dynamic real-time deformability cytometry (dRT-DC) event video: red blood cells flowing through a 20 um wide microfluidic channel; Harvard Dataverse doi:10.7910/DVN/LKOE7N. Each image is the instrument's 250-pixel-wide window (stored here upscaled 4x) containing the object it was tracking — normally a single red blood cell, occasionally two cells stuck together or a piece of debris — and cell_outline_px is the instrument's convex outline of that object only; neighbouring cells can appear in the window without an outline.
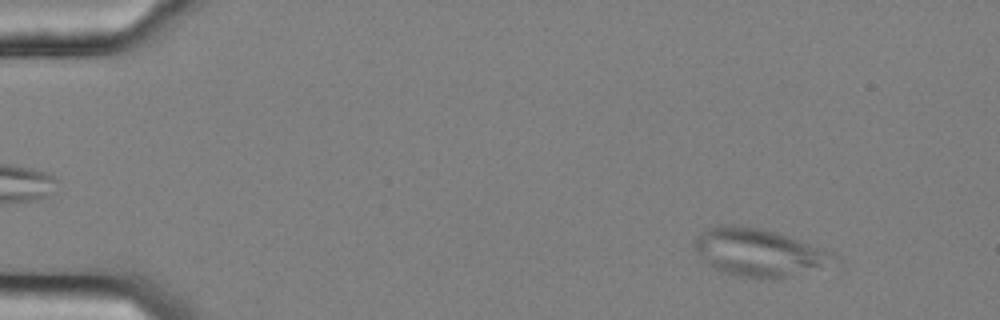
{"species": "common noctule bat (a hibernating species)", "species_latin": "Nyctalus noctula", "temperature_condition": "cold", "stored_images_in_passage": 56, "camera_frame_rate_fps": 3000, "um_per_image_px": 0.085, "animal": {"sex": "female", "body_mass_g": 25.1}, "frame": {"image": 1, "passage_image": 6, "time_ms": 1.667, "image_size_px": [1000, 320], "cell_outline_px": [[844, 260], [784, 276], [740, 276], [724, 272], [708, 264], [692, 244], [700, 232], [708, 228], [720, 224], [740, 224], [760, 228], [776, 232], [836, 252]], "centroid_in_image_um": [64.52, 21.39], "position_along_channel_um": 20.5, "area_um2": 37.97}}
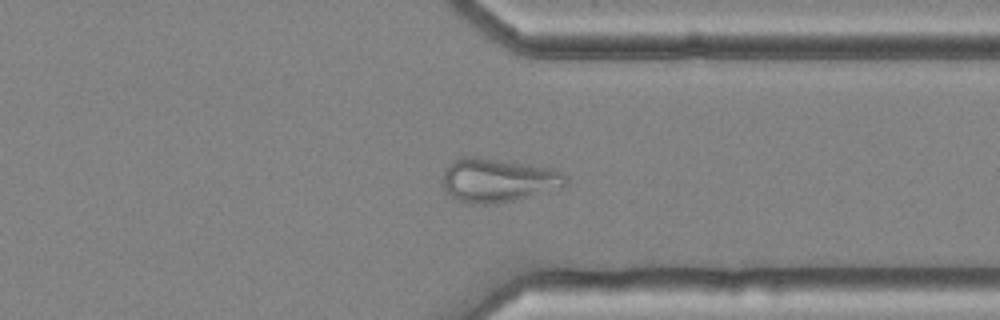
{"frame": {"image": 2, "passage_image": 44, "time_ms": 14.333, "image_size_px": [1000, 320], "cell_outline_px": [[568, 184], [548, 192], [516, 200], [496, 204], [464, 204], [456, 200], [444, 188], [440, 180], [444, 168], [448, 164], [460, 156], [480, 156], [552, 168], [564, 172], [568, 176]], "centroid_in_image_um": [42.31, 15.31], "position_along_channel_um": 369.1, "area_um2": 32.37}}
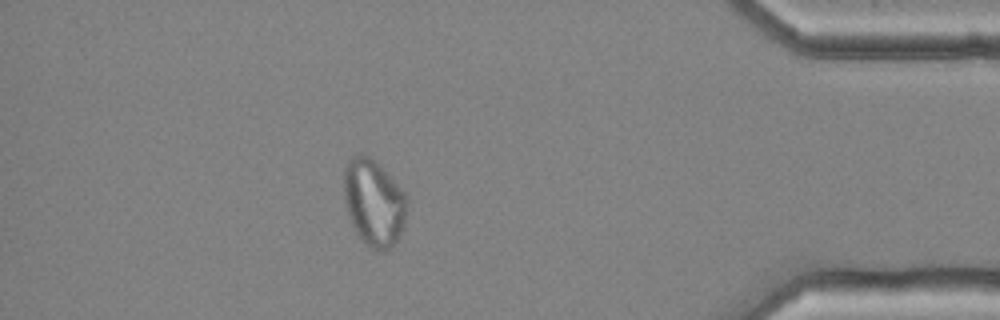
{"frame": {"image": 3, "passage_image": 50, "time_ms": 16.333, "image_size_px": [1000, 320], "cell_outline_px": [[408, 204], [404, 228], [400, 236], [384, 252], [372, 248], [360, 240], [348, 216], [344, 200], [344, 168], [348, 160], [352, 156], [368, 156], [376, 160], [380, 164], [408, 196]], "centroid_in_image_um": [31.79, 17.22], "position_along_channel_um": 403.4, "area_um2": 32.19}}